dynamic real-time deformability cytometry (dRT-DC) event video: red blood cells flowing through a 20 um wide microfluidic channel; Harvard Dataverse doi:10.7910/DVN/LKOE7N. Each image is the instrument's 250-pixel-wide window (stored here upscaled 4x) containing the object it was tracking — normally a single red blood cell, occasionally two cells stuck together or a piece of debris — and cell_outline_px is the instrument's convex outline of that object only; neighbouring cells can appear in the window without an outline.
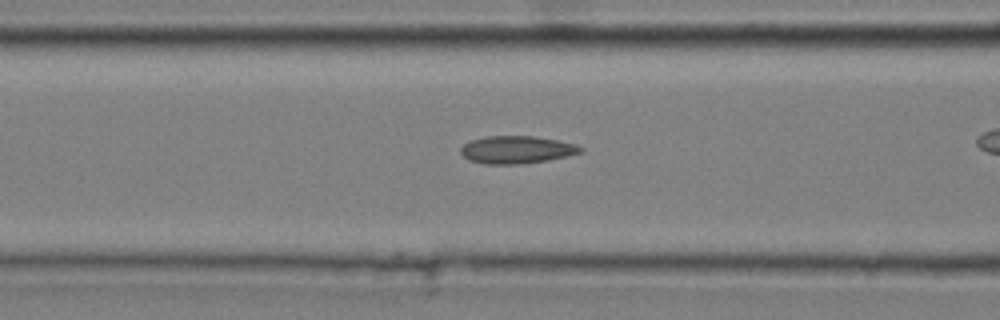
{"species": "common noctule bat (a hibernating species)", "species_latin": "Nyctalus noctula", "temperature_condition": "cold", "stored_images_in_passage": 43, "camera_frame_rate_fps": 3000, "um_per_image_px": 0.085, "animal": {"sex": "male", "body_mass_g": 20.4}, "frame": {"image": 1, "passage_image": 22, "time_ms": 7.0, "image_size_px": [1000, 320], "cell_outline_px": [[584, 152], [568, 156], [548, 160], [520, 164], [484, 164], [468, 160], [460, 152], [460, 148], [468, 140], [488, 136], [532, 136], [556, 140], [576, 144], [584, 148]], "centroid_in_image_um": [43.91, 12.73], "position_along_channel_um": 122.7, "area_um2": 19.42}}
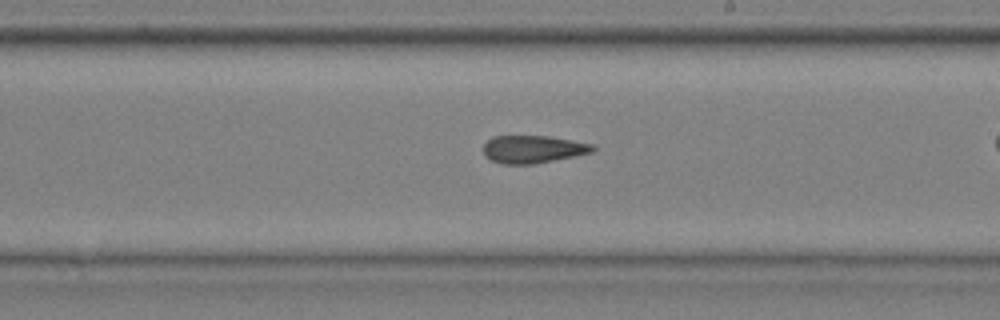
{"frame": {"image": 2, "passage_image": 32, "time_ms": 10.333, "image_size_px": [1000, 320], "cell_outline_px": [[596, 148], [592, 152], [576, 156], [532, 164], [504, 164], [492, 160], [484, 156], [484, 144], [492, 136], [548, 136], [592, 144]], "centroid_in_image_um": [45.29, 12.68], "position_along_channel_um": 243.7, "area_um2": 17.51}}
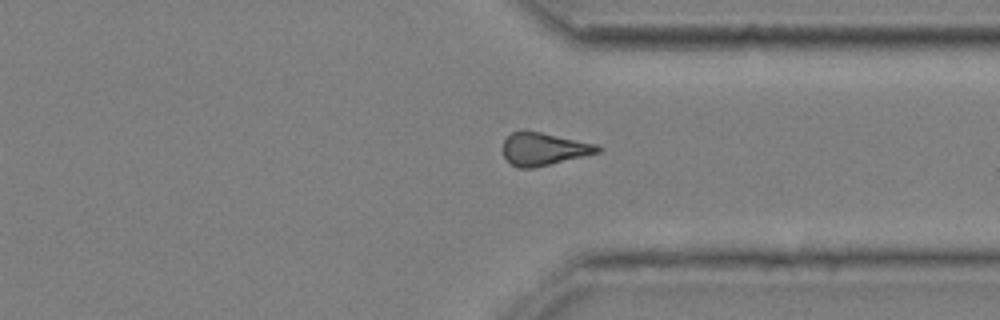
{"frame": {"image": 3, "passage_image": 42, "time_ms": 13.667, "image_size_px": [1000, 320], "cell_outline_px": [[604, 148], [600, 152], [532, 168], [516, 168], [504, 156], [504, 140], [512, 132], [540, 132], [596, 144]], "centroid_in_image_um": [46.24, 12.68], "position_along_channel_um": 365.2, "area_um2": 17.57}}